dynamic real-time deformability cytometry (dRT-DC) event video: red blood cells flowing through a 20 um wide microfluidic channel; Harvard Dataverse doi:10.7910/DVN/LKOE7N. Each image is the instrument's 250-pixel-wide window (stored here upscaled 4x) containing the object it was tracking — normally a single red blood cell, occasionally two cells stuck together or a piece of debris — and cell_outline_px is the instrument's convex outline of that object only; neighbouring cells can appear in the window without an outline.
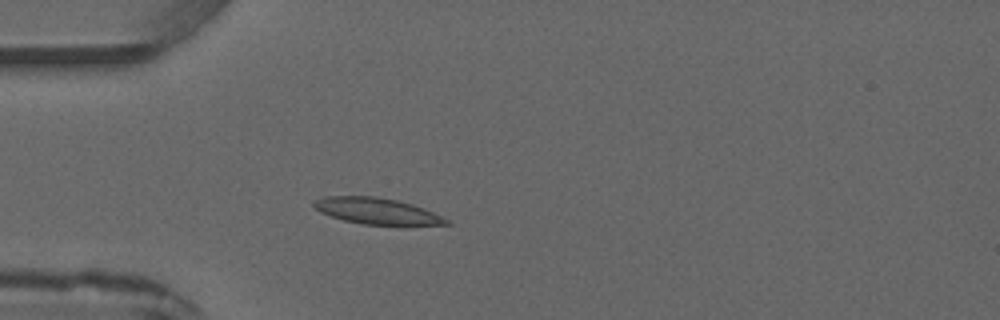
{"species": "common noctule bat (a hibernating species)", "species_latin": "Nyctalus noctula", "temperature_condition": "warm", "stored_images_in_passage": 2, "camera_frame_rate_fps": 3000, "um_per_image_px": 0.085, "animal": {"sex": "male", "forearm_length_mm": 52.5}, "frame": {"image": 1, "passage_image": 2, "time_ms": 2.0, "image_size_px": [1000, 320], "cell_outline_px": [[452, 224], [364, 224], [344, 220], [320, 212], [312, 204], [316, 200], [324, 196], [376, 196], [396, 200], [412, 204], [424, 208], [448, 220]], "centroid_in_image_um": [31.99, 17.92], "position_along_channel_um": 53.0, "area_um2": 19.71}}